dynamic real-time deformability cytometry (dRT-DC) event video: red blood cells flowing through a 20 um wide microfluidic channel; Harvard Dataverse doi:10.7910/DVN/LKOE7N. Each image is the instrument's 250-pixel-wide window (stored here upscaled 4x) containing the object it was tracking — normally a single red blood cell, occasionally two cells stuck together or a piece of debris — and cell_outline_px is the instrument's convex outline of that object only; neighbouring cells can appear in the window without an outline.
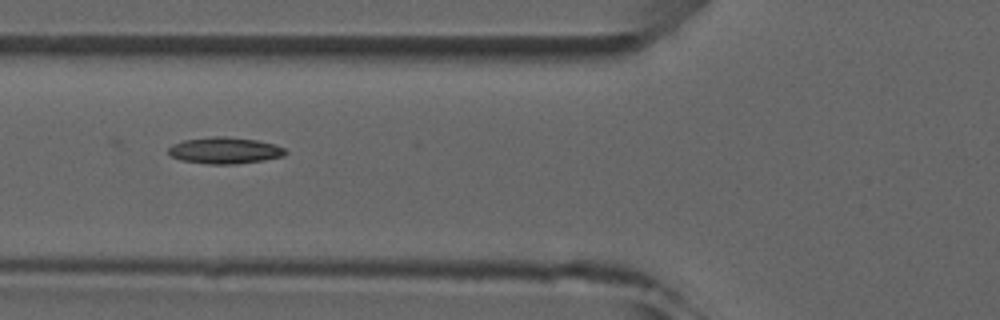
{"species": "common noctule bat (a hibernating species)", "species_latin": "Nyctalus noctula", "temperature_condition": "room temperature", "stored_images_in_passage": 7, "camera_frame_rate_fps": 3000, "um_per_image_px": 0.085, "animal": {"sex": "male", "forearm_length_mm": 52.5}, "frame": {"image": 1, "passage_image": 7, "time_ms": 7.0, "image_size_px": [1000, 320], "cell_outline_px": [[288, 152], [284, 156], [264, 160], [236, 164], [208, 164], [180, 160], [172, 156], [168, 152], [168, 148], [172, 144], [184, 140], [212, 136], [224, 136], [256, 140], [276, 144], [284, 148]], "centroid_in_image_um": [19.12, 12.79], "position_along_channel_um": 106.7, "area_um2": 18.15}}